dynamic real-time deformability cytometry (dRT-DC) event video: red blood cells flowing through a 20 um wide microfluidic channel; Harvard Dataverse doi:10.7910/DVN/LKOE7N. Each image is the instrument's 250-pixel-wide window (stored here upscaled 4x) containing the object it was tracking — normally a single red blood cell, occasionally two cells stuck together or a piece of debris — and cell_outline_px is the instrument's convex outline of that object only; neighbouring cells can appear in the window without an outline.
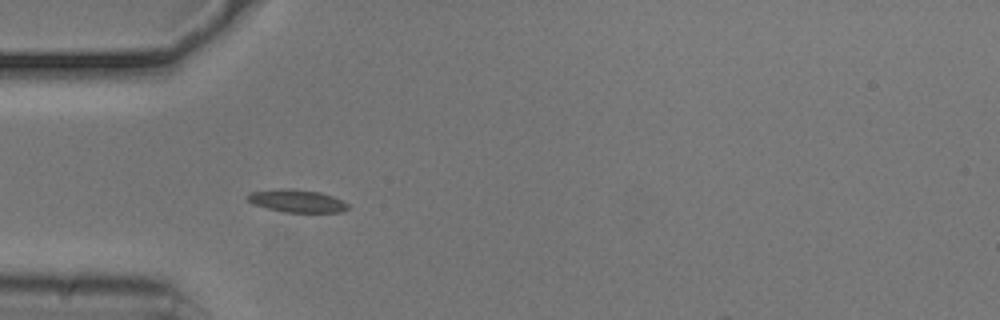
{"species": "common noctule bat (a hibernating species)", "species_latin": "Nyctalus noctula", "temperature_condition": "cold", "stored_images_in_passage": 42, "camera_frame_rate_fps": 3000, "um_per_image_px": 0.085, "animal": {"sex": "male", "body_mass_g": 20.5, "forearm_length_mm": 52.5}, "frame": {"image": 1, "passage_image": 6, "time_ms": 1.667, "image_size_px": [1000, 320], "cell_outline_px": [[348, 208], [340, 212], [284, 212], [268, 208], [256, 204], [248, 200], [244, 196], [252, 192], [284, 188], [292, 188], [320, 192], [332, 196], [348, 204]], "centroid_in_image_um": [25.23, 17.07], "position_along_channel_um": 59.8, "area_um2": 13.06}}
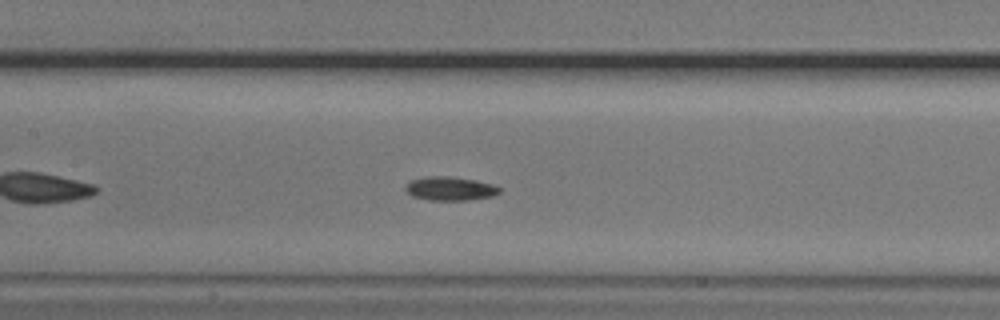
{"frame": {"image": 2, "passage_image": 15, "time_ms": 4.667, "image_size_px": [1000, 320], "cell_outline_px": [[500, 192], [492, 196], [468, 200], [428, 200], [412, 196], [404, 188], [412, 180], [424, 176], [448, 176], [476, 180], [492, 184], [500, 188]], "centroid_in_image_um": [38.25, 16.03], "position_along_channel_um": 169.1, "area_um2": 12.95}}
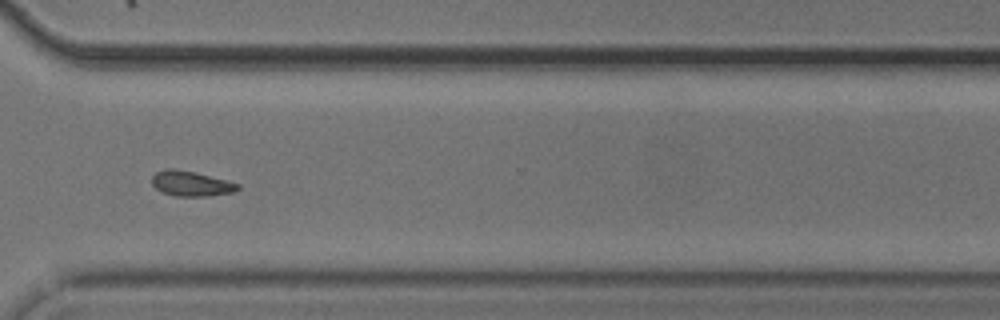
{"frame": {"image": 3, "passage_image": 30, "time_ms": 9.667, "image_size_px": [1000, 320], "cell_outline_px": [[240, 188], [232, 192], [208, 196], [176, 196], [164, 192], [156, 188], [152, 184], [152, 176], [156, 172], [164, 168], [172, 168], [196, 172], [240, 184]], "centroid_in_image_um": [16.23, 15.59], "position_along_channel_um": 354.4, "area_um2": 12.48}, "authors_computed_cell_mechanics": {"area_um2": 12.5426, "velocity_mm_per_s": 3.7138, "shape_relaxation_time_tau1_ms": 3.1195, "shape_relaxation_time_tau2_ms": 4.7231, "deformation_change_tau1": 0.0826, "deformation_change_tau2": 0.0992}}